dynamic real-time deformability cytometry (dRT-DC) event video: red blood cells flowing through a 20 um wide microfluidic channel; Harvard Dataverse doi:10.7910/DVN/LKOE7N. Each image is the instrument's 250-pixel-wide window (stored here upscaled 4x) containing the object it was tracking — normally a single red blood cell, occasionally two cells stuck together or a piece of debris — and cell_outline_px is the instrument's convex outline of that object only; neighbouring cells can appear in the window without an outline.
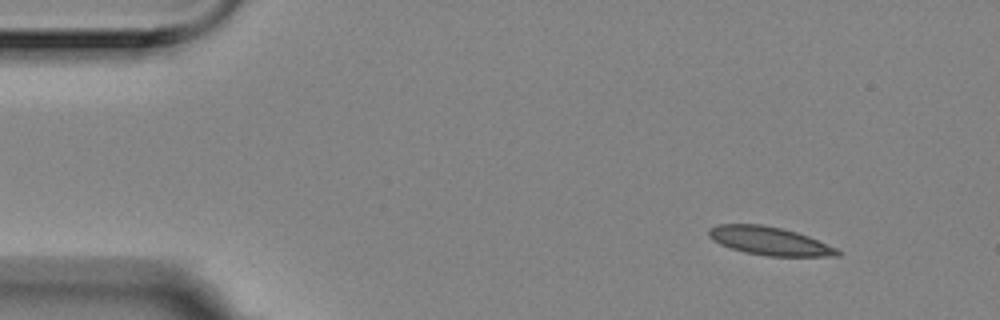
{"species": "Egyptian fruit bat (a non-hibernating species)", "species_latin": "Rousettus aegyptiacus", "temperature_condition": "room temperature", "stored_images_in_passage": 5, "camera_frame_rate_fps": 3000, "um_per_image_px": 0.085, "animal": {"sex": "female"}, "frame": {"image": 1, "passage_image": 1, "time_ms": 0.0, "image_size_px": [1000, 320], "cell_outline_px": [[840, 256], [768, 256], [744, 252], [720, 244], [712, 240], [708, 236], [708, 228], [716, 224], [760, 224], [780, 228], [796, 232], [808, 236], [836, 248], [840, 252]], "centroid_in_image_um": [65.36, 20.48], "position_along_channel_um": 19.6, "area_um2": 21.1}}
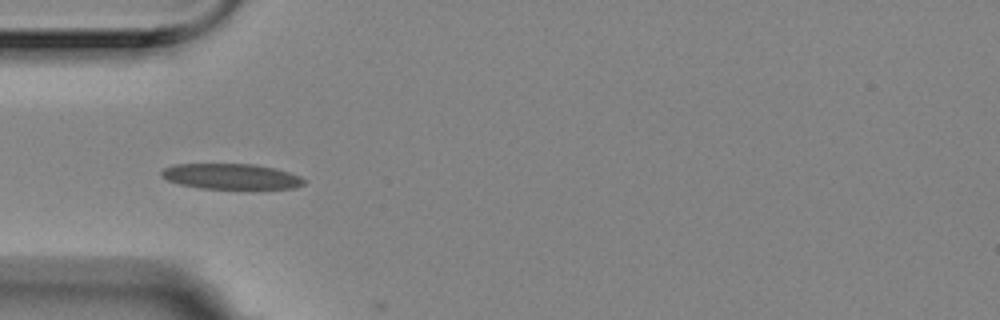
{"frame": {"image": 2, "passage_image": 4, "time_ms": 1.0, "image_size_px": [1000, 320], "cell_outline_px": [[308, 180], [304, 184], [296, 188], [252, 192], [200, 188], [180, 184], [168, 180], [160, 176], [160, 172], [164, 168], [176, 164], [256, 164], [276, 168], [300, 176]], "centroid_in_image_um": [19.76, 15.05], "position_along_channel_um": 65.2, "area_um2": 22.54}}